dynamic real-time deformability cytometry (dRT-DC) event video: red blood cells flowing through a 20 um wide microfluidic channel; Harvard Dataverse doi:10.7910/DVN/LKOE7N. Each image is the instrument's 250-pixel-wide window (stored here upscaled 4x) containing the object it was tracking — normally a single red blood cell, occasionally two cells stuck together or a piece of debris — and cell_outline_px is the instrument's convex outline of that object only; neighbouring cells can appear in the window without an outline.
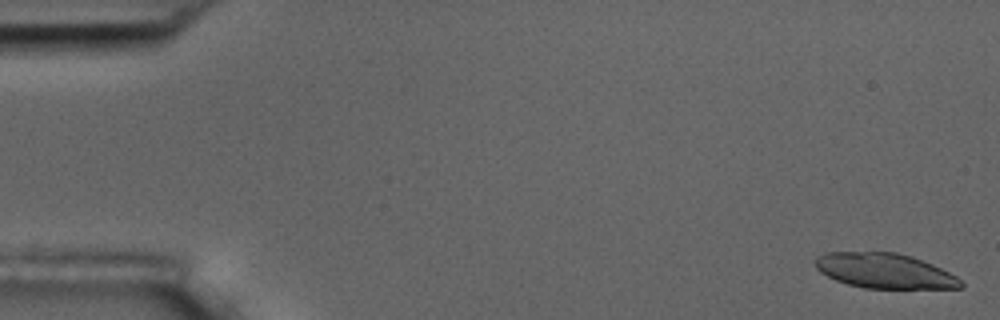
{"species": "common noctule bat (a hibernating species)", "species_latin": "Nyctalus noctula", "temperature_condition": "room temperature", "stored_images_in_passage": 4, "camera_frame_rate_fps": 3000, "um_per_image_px": 0.085, "animal": {"sex": "male", "body_mass_g": 17.5, "forearm_length_mm": 52.3}, "frame": {"image": 1, "passage_image": 1, "time_ms": 0.0, "image_size_px": [1000, 320], "cell_outline_px": [[964, 288], [864, 288], [848, 284], [836, 280], [820, 272], [816, 268], [816, 256], [824, 252], [896, 252], [912, 256], [932, 264], [956, 276], [964, 284]], "centroid_in_image_um": [75.18, 23.01], "position_along_channel_um": 9.8, "area_um2": 29.59}}